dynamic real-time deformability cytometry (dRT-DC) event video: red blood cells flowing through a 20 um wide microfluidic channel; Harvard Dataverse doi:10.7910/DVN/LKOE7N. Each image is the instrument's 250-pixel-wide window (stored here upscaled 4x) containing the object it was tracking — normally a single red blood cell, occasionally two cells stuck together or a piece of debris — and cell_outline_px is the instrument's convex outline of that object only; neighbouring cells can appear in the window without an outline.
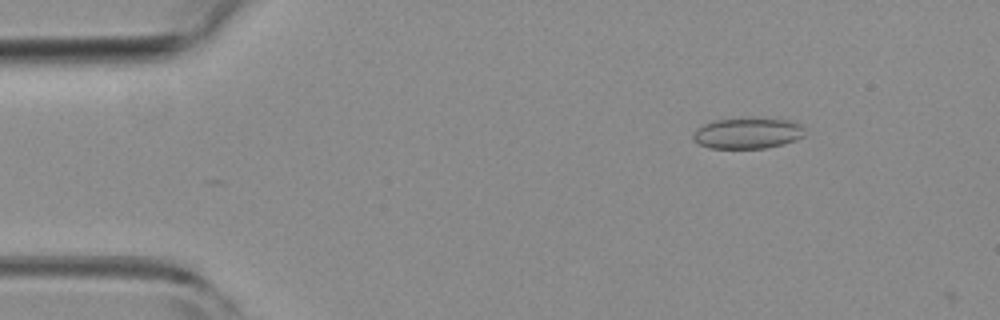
{"species": "common noctule bat (a hibernating species)", "species_latin": "Nyctalus noctula", "temperature_condition": "room temperature", "stored_images_in_passage": 3, "camera_frame_rate_fps": 3000, "um_per_image_px": 0.085, "animal": {"sex": "female", "body_mass_g": 19.3, "forearm_length_mm": 54.1}, "frame": {"image": 1, "passage_image": 1, "time_ms": 0.0, "image_size_px": [1000, 320], "cell_outline_px": [[804, 136], [796, 140], [784, 144], [764, 148], [708, 148], [700, 144], [692, 136], [696, 128], [704, 124], [716, 120], [788, 120], [800, 124], [804, 128]], "centroid_in_image_um": [63.55, 11.36], "position_along_channel_um": 21.4, "area_um2": 19.48}}